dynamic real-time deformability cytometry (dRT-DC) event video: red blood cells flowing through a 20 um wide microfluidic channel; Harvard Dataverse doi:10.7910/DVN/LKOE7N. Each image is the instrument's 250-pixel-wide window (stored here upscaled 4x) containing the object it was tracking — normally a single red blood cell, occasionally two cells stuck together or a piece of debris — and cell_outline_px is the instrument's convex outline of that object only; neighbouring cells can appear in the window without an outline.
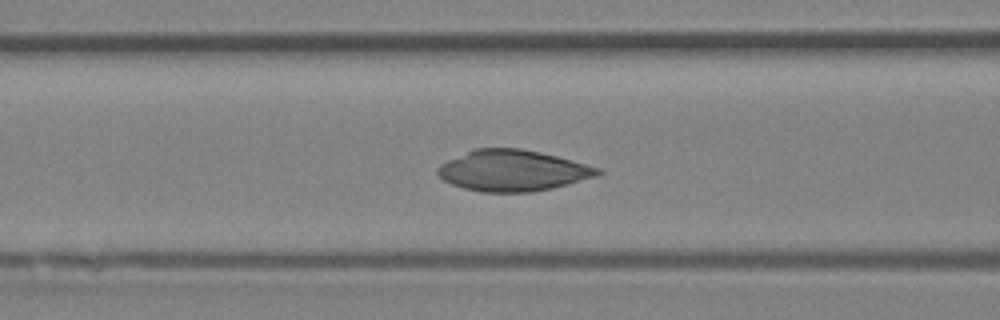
{"species": "Egyptian fruit bat (a non-hibernating species)", "species_latin": "Rousettus aegyptiacus", "temperature_condition": "room temperature", "stored_images_in_passage": 47, "camera_frame_rate_fps": 3000, "um_per_image_px": 0.085, "animal": {"sex": "female"}, "frame": {"image": 1, "passage_image": 19, "time_ms": 6.0, "image_size_px": [1000, 320], "cell_outline_px": [[604, 172], [596, 176], [552, 188], [532, 192], [480, 192], [464, 188], [452, 184], [444, 180], [436, 172], [436, 168], [440, 164], [448, 160], [476, 148], [520, 148], [540, 152], [572, 160], [600, 168]], "centroid_in_image_um": [43.57, 14.5], "position_along_channel_um": 123.0, "area_um2": 38.09}}
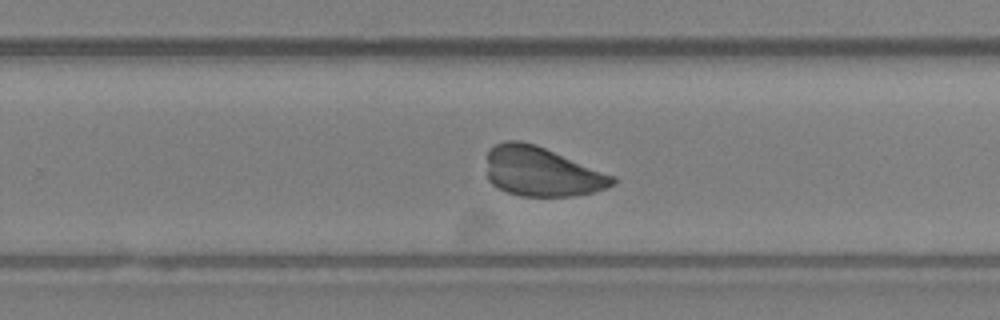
{"frame": {"image": 2, "passage_image": 30, "time_ms": 9.667, "image_size_px": [1000, 320], "cell_outline_px": [[616, 184], [608, 188], [592, 192], [572, 196], [520, 196], [508, 192], [492, 184], [488, 180], [488, 148], [504, 140], [520, 140], [536, 144], [616, 176]], "centroid_in_image_um": [46.07, 14.58], "position_along_channel_um": 283.7, "area_um2": 36.47}}
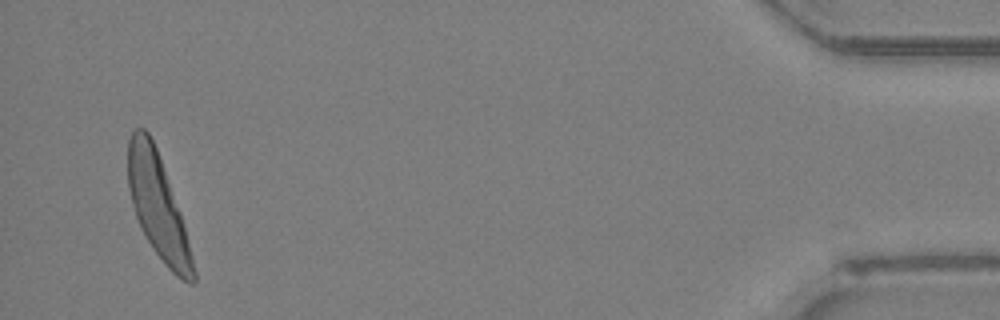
{"frame": {"image": 3, "passage_image": 45, "time_ms": 14.667, "image_size_px": [1000, 320], "cell_outline_px": [[196, 280], [192, 284], [188, 284], [180, 280], [164, 264], [140, 228], [132, 204], [128, 188], [128, 140], [132, 132], [136, 128], [144, 128], [148, 132], [156, 148], [180, 212], [192, 256], [196, 272]], "centroid_in_image_um": [13.41, 17.57], "position_along_channel_um": 421.8, "area_um2": 38.84}}